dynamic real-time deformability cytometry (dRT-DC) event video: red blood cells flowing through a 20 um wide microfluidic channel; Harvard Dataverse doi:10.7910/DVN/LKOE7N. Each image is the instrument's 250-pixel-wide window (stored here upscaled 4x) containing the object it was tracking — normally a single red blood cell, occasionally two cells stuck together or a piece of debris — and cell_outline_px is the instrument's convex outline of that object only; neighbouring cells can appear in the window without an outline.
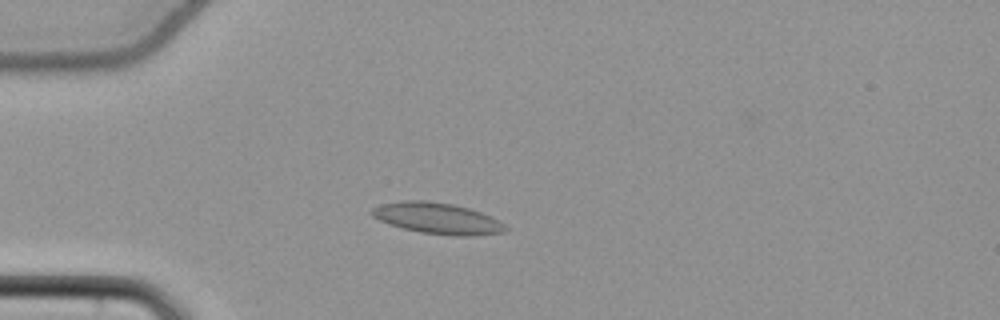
{"species": "common noctule bat (a hibernating species)", "species_latin": "Nyctalus noctula", "temperature_condition": "cold", "stored_images_in_passage": 55, "camera_frame_rate_fps": 3000, "um_per_image_px": 0.085, "animal": {"sex": "female", "body_mass_g": 22.7, "forearm_length_mm": 54.2}, "frame": {"image": 1, "passage_image": 16, "time_ms": 5.0, "image_size_px": [1000, 320], "cell_outline_px": [[508, 228], [504, 232], [472, 236], [452, 236], [420, 232], [388, 224], [372, 216], [368, 212], [372, 208], [380, 204], [404, 200], [424, 200], [452, 204], [468, 208], [492, 216], [504, 224]], "centroid_in_image_um": [37.16, 18.56], "position_along_channel_um": 47.8, "area_um2": 24.33}}
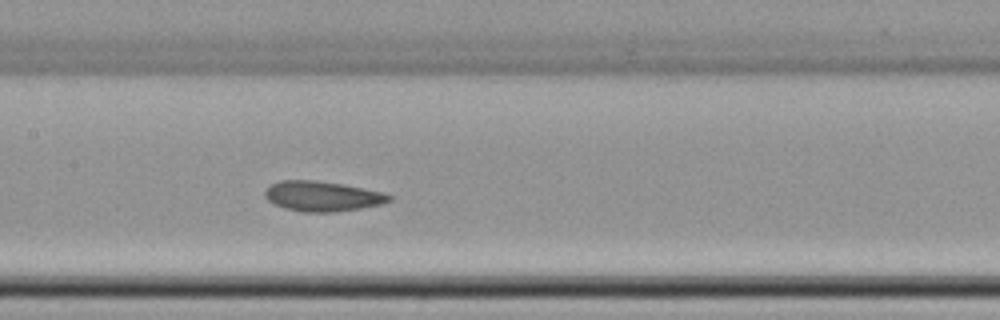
{"frame": {"image": 2, "passage_image": 28, "time_ms": 9.0, "image_size_px": [1000, 320], "cell_outline_px": [[392, 200], [380, 204], [360, 208], [336, 212], [304, 212], [284, 208], [268, 200], [264, 196], [264, 192], [272, 184], [280, 180], [316, 180], [344, 184], [384, 192], [392, 196]], "centroid_in_image_um": [27.41, 16.67], "position_along_channel_um": 180.0, "area_um2": 21.79}}
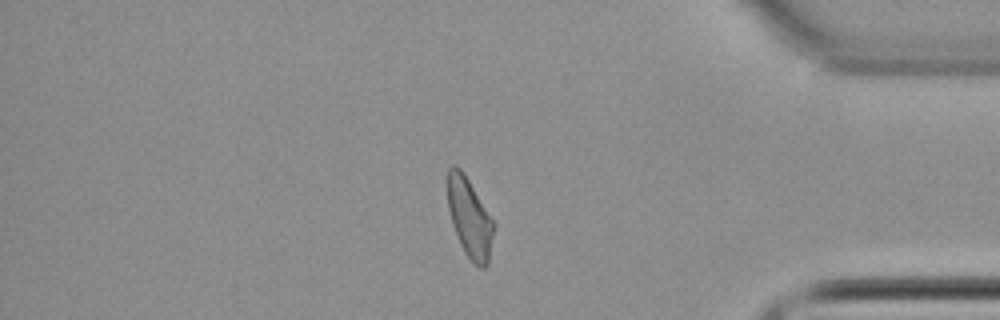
{"frame": {"image": 3, "passage_image": 47, "time_ms": 15.333, "image_size_px": [1000, 320], "cell_outline_px": [[496, 228], [488, 264], [484, 268], [480, 268], [472, 264], [464, 252], [456, 236], [452, 224], [448, 208], [448, 168], [452, 164], [456, 164], [464, 172], [496, 224]], "centroid_in_image_um": [39.94, 18.55], "position_along_channel_um": 395.3, "area_um2": 21.91}, "authors_computed_cell_mechanics": {"area_um2": 22.0218, "velocity_mm_per_s": 3.8346, "shape_relaxation_time_tau1_ms": null, "shape_relaxation_time_tau2_ms": 2.6984, "deformation_change_tau1": null, "deformation_change_tau2": 0.0772}}